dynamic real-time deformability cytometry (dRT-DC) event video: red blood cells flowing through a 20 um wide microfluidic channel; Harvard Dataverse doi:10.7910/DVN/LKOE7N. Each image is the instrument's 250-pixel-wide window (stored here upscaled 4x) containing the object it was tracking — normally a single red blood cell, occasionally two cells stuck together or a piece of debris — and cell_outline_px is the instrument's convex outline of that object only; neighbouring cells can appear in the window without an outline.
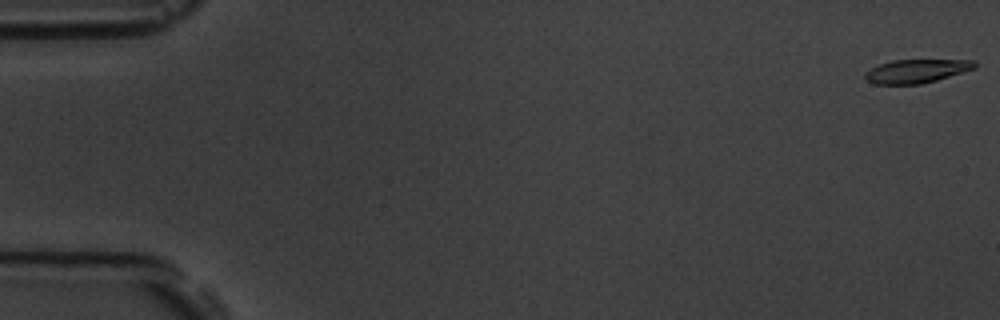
{"species": "common noctule bat (a hibernating species)", "species_latin": "Nyctalus noctula", "temperature_condition": "room temperature", "stored_images_in_passage": 17, "camera_frame_rate_fps": 3000, "um_per_image_px": 0.085, "animal": {"sex": "male", "body_mass_g": 19.5, "forearm_length_mm": 54.6}, "frame": {"image": 1, "passage_image": 1, "time_ms": 0.0, "image_size_px": [1000, 320], "cell_outline_px": [[976, 68], [936, 80], [920, 84], [872, 84], [864, 76], [864, 72], [880, 64], [892, 60], [976, 60]], "centroid_in_image_um": [77.89, 6.04], "position_along_channel_um": 7.1, "area_um2": 14.97}}
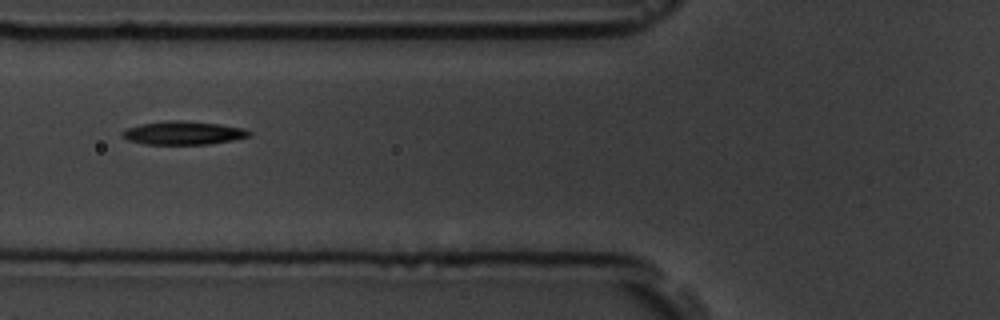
{"frame": {"image": 2, "passage_image": 7, "time_ms": 7.0, "image_size_px": [1000, 320], "cell_outline_px": [[252, 136], [232, 140], [208, 144], [144, 144], [128, 140], [120, 136], [120, 132], [124, 128], [140, 124], [168, 120], [180, 120], [220, 124], [244, 128], [252, 132]], "centroid_in_image_um": [15.54, 11.29], "position_along_channel_um": 110.3, "area_um2": 17.51}}
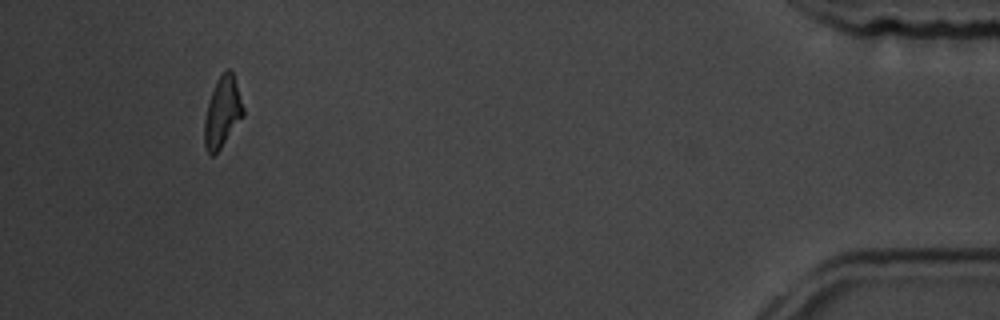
{"frame": {"image": 3, "passage_image": 16, "time_ms": 17.333, "image_size_px": [1000, 320], "cell_outline_px": [[244, 116], [220, 148], [212, 156], [208, 152], [204, 144], [204, 120], [208, 104], [216, 80], [228, 68], [232, 72], [244, 108]], "centroid_in_image_um": [18.9, 9.55], "position_along_channel_um": 416.3, "area_um2": 15.61}, "authors_computed_cell_mechanics": {"area_um2": 16.762, "velocity_mm_per_s": 3.6242, "shape_relaxation_time_tau1_ms": 2.209, "shape_relaxation_time_tau2_ms": null, "deformation_change_tau1": 0.0976, "deformation_change_tau2": null}}